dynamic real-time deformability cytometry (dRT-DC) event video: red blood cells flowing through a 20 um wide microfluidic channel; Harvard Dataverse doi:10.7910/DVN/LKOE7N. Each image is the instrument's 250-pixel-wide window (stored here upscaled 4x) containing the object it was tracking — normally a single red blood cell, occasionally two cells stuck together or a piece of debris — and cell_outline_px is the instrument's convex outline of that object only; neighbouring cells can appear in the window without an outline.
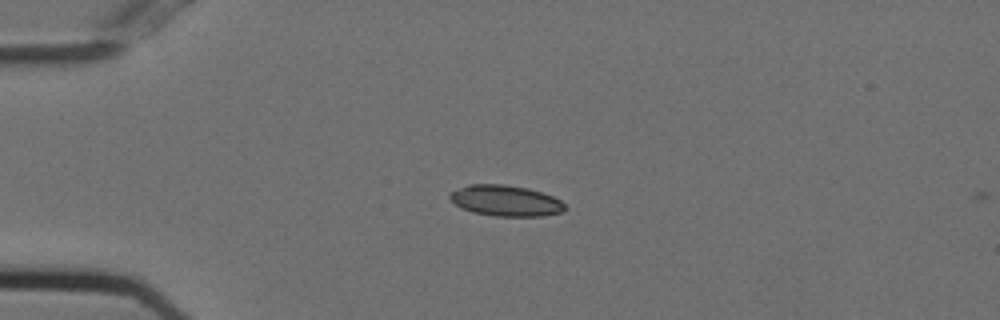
{"species": "Egyptian fruit bat (a non-hibernating species)", "species_latin": "Rousettus aegyptiacus", "temperature_condition": "cold", "stored_images_in_passage": 14, "camera_frame_rate_fps": 3000, "um_per_image_px": 0.085, "animal": {"sex": "female"}, "frame": {"image": 1, "passage_image": 13, "time_ms": 4.0, "image_size_px": [1000, 320], "cell_outline_px": [[568, 208], [564, 212], [544, 216], [496, 216], [472, 212], [456, 204], [448, 196], [452, 192], [468, 184], [504, 184], [528, 188], [552, 196], [560, 200]], "centroid_in_image_um": [43.03, 17.06], "position_along_channel_um": 42.0, "area_um2": 20.63}}